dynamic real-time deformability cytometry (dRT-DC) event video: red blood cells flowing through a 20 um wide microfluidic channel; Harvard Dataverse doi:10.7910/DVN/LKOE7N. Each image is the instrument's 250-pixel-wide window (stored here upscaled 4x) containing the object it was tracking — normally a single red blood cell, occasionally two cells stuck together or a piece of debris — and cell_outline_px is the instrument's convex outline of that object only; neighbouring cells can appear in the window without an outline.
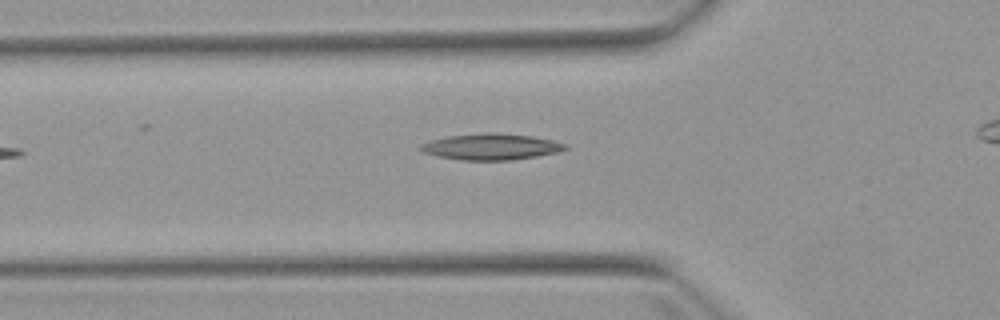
{"species": "Egyptian fruit bat (a non-hibernating species)", "species_latin": "Rousettus aegyptiacus", "temperature_condition": "warm", "stored_images_in_passage": 5, "camera_frame_rate_fps": 3000, "um_per_image_px": 0.085, "animal": {"sex": "female"}, "frame": {"image": 1, "passage_image": 5, "time_ms": 7.333, "image_size_px": [1000, 320], "cell_outline_px": [[568, 148], [556, 152], [536, 156], [512, 160], [460, 160], [436, 156], [424, 152], [420, 148], [420, 144], [432, 140], [448, 136], [484, 132], [496, 132], [532, 136], [552, 140], [568, 144]], "centroid_in_image_um": [41.75, 12.46], "position_along_channel_um": 84.1, "area_um2": 22.08}}